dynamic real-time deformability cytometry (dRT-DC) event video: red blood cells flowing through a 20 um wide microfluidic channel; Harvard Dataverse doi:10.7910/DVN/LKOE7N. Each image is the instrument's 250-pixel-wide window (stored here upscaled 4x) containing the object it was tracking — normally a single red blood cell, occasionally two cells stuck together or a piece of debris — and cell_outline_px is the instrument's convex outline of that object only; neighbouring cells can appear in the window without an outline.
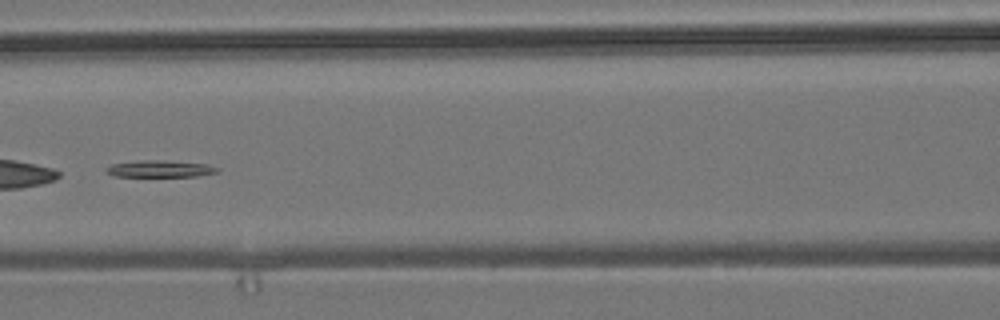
{"species": "common noctule bat (a hibernating species)", "species_latin": "Nyctalus noctula", "temperature_condition": "room temperature", "stored_images_in_passage": 9, "camera_frame_rate_fps": 3000, "um_per_image_px": 0.085, "animal": {"sex": "male", "body_mass_g": 19.2, "forearm_length_mm": 51.8}, "frame": {"image": 1, "passage_image": 6, "time_ms": 6.0, "image_size_px": [1000, 320], "cell_outline_px": [[220, 172], [196, 176], [116, 176], [104, 172], [104, 168], [112, 164], [144, 160], [156, 160], [208, 164], [220, 168]], "centroid_in_image_um": [13.61, 14.35], "position_along_channel_um": 153.0, "area_um2": 10.81}}
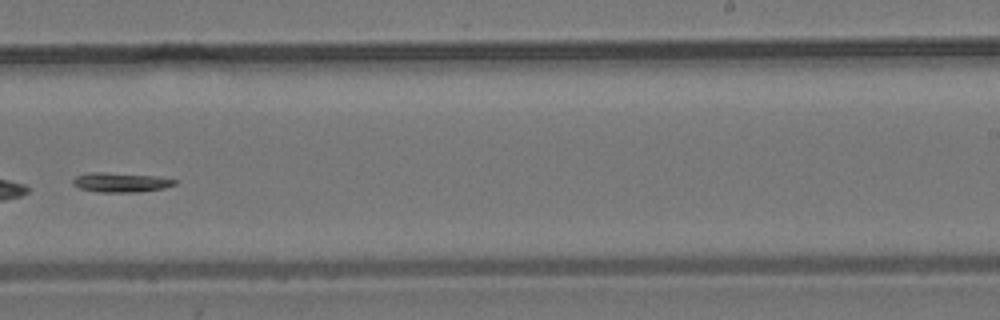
{"frame": {"image": 2, "passage_image": 9, "time_ms": 9.333, "image_size_px": [1000, 320], "cell_outline_px": [[176, 184], [164, 188], [140, 192], [100, 192], [80, 188], [72, 184], [72, 180], [76, 176], [92, 172], [104, 172], [160, 176], [176, 180]], "centroid_in_image_um": [10.29, 15.5], "position_along_channel_um": 278.7, "area_um2": 11.62}}